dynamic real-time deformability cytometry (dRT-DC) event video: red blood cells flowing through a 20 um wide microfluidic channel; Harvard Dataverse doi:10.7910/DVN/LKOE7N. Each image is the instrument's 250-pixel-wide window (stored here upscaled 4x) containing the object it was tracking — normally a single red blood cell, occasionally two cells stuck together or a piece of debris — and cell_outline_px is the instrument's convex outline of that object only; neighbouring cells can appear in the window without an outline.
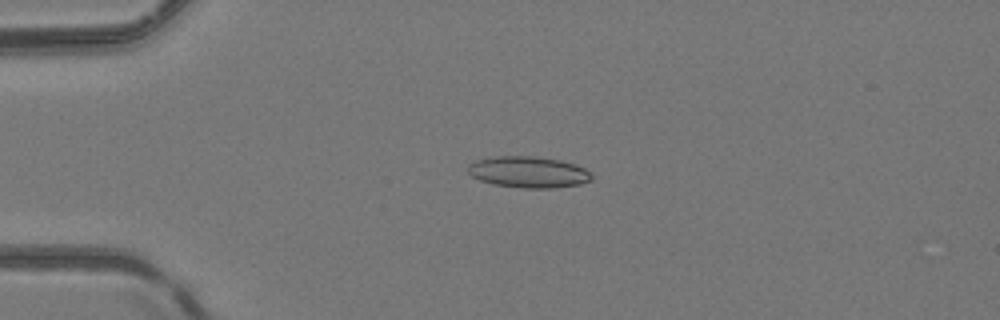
{"species": "common noctule bat (a hibernating species)", "species_latin": "Nyctalus noctula", "temperature_condition": "room temperature", "stored_images_in_passage": 49, "camera_frame_rate_fps": 3000, "um_per_image_px": 0.085, "animal": {"sex": "female", "body_mass_g": 24.6, "forearm_length_mm": 56.2}, "frame": {"image": 1, "passage_image": 12, "time_ms": 3.667, "image_size_px": [1000, 320], "cell_outline_px": [[592, 180], [580, 184], [556, 188], [524, 188], [492, 184], [480, 180], [472, 176], [468, 172], [468, 164], [476, 160], [496, 156], [536, 156], [560, 160], [576, 164], [592, 172]], "centroid_in_image_um": [44.94, 14.62], "position_along_channel_um": 40.1, "area_um2": 22.77}}
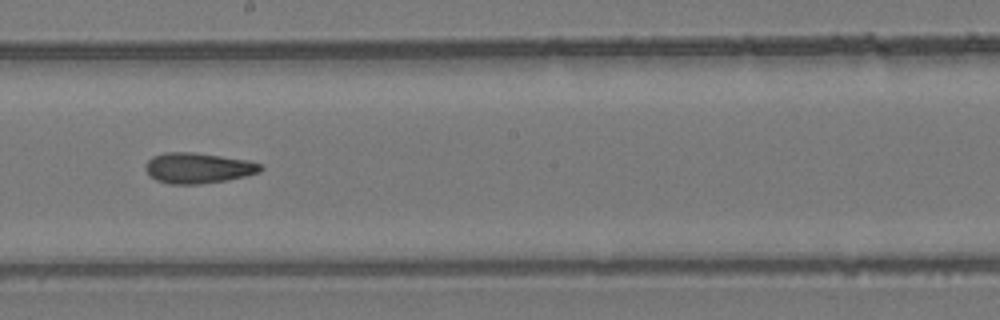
{"frame": {"image": 2, "passage_image": 28, "time_ms": 9.0, "image_size_px": [1000, 320], "cell_outline_px": [[264, 168], [260, 172], [244, 176], [224, 180], [200, 184], [168, 184], [156, 180], [144, 168], [144, 164], [152, 156], [164, 152], [196, 152], [248, 160], [264, 164]], "centroid_in_image_um": [16.84, 14.27], "position_along_channel_um": 231.4, "area_um2": 20.63}}
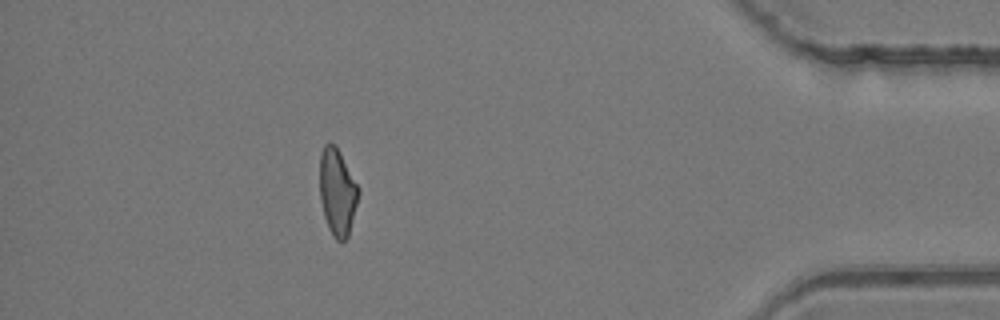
{"frame": {"image": 3, "passage_image": 44, "time_ms": 14.333, "image_size_px": [1000, 320], "cell_outline_px": [[360, 192], [348, 236], [344, 240], [336, 240], [332, 236], [328, 228], [324, 216], [320, 200], [320, 152], [324, 144], [328, 140], [336, 144], [360, 188]], "centroid_in_image_um": [28.67, 16.26], "position_along_channel_um": 406.5, "area_um2": 19.94}, "authors_computed_cell_mechanics": {"area_um2": 20.519, "velocity_mm_per_s": 4.2233, "shape_relaxation_time_tau1_ms": null, "shape_relaxation_time_tau2_ms": 6.1771, "deformation_change_tau1": null, "deformation_change_tau2": 0.1548}}